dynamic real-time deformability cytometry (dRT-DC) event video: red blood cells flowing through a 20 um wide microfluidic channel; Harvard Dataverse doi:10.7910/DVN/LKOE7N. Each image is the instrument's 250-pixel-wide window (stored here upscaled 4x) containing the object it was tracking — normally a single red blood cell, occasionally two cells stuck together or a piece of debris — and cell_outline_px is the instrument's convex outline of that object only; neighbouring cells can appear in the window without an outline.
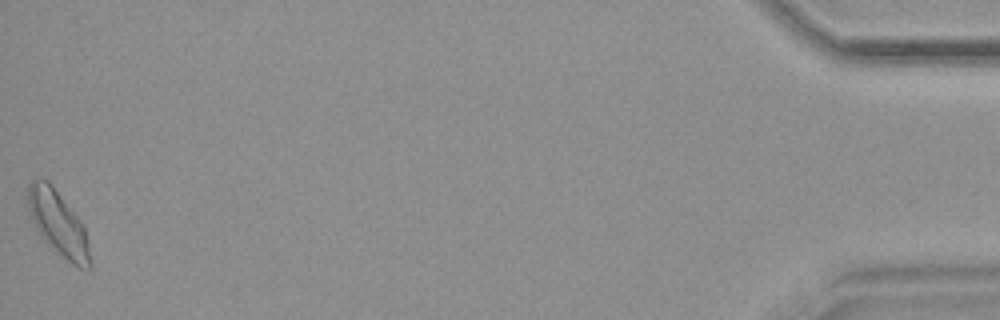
{"species": "common noctule bat (a hibernating species)", "species_latin": "Nyctalus noctula", "temperature_condition": "warm", "stored_images_in_passage": 52, "camera_frame_rate_fps": 3000, "um_per_image_px": 0.085, "animal": {"sex": "female", "body_mass_g": 18.4}, "frame": {"image": 1, "passage_image": 52, "time_ms": 17.0, "image_size_px": [1000, 320], "cell_outline_px": [[92, 268], [80, 268], [72, 264], [44, 240], [40, 236], [28, 208], [28, 184], [32, 180], [48, 180], [52, 184], [80, 220], [84, 228], [92, 264]], "centroid_in_image_um": [4.95, 18.98], "position_along_channel_um": 430.2, "area_um2": 22.83}, "authors_computed_cell_mechanics": {"area_um2": 19.7387, "velocity_mm_per_s": 3.8084, "shape_relaxation_time_tau1_ms": 5.1205, "shape_relaxation_time_tau2_ms": 2.2888, "deformation_change_tau1": 0.146, "deformation_change_tau2": 0.0935}}